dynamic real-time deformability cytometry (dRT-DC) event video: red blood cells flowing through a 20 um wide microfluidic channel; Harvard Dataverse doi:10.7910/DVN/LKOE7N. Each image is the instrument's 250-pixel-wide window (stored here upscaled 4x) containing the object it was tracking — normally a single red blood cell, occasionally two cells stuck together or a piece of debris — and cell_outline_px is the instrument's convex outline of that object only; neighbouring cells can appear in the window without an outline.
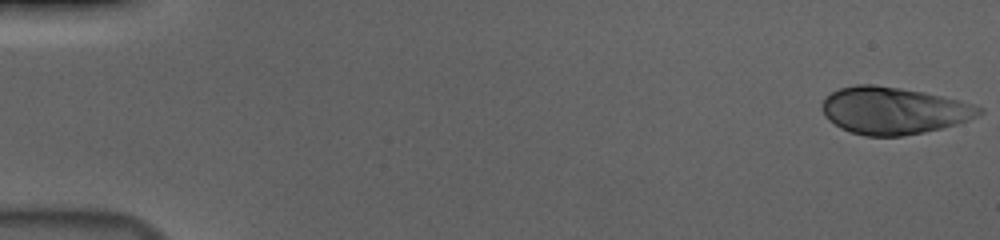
{"species": "human", "species_latin": "Homo sapiens", "temperature_condition": "cold", "stored_images_in_passage": 56, "camera_frame_rate_fps": 3000, "um_per_image_px": 0.085, "donor": {"sex": "male"}, "frame": {"image": 1, "passage_image": 1, "time_ms": 0.0, "image_size_px": [1000, 240], "cell_outline_px": [[984, 112], [968, 120], [956, 124], [924, 132], [900, 136], [864, 136], [840, 128], [828, 120], [824, 112], [824, 96], [840, 88], [856, 84], [872, 84], [900, 88], [924, 92], [972, 104], [984, 108]], "centroid_in_image_um": [75.94, 9.4], "position_along_channel_um": 9.1, "area_um2": 42.71}}
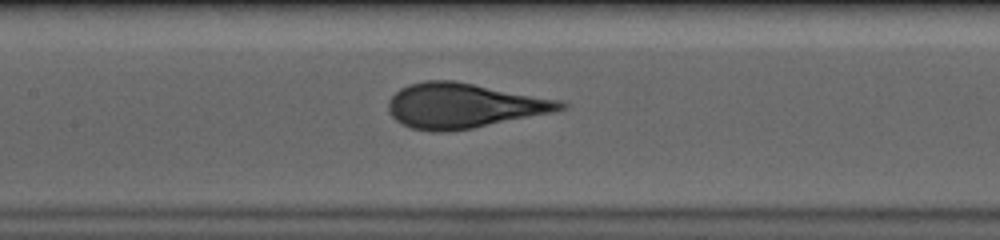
{"frame": {"image": 2, "passage_image": 27, "time_ms": 8.667, "image_size_px": [1000, 240], "cell_outline_px": [[568, 108], [552, 112], [472, 128], [448, 132], [432, 132], [412, 128], [400, 124], [388, 112], [388, 100], [400, 88], [408, 84], [424, 80], [452, 80], [560, 100], [568, 104]], "centroid_in_image_um": [39.36, 8.98], "position_along_channel_um": 168.0, "area_um2": 44.91}}
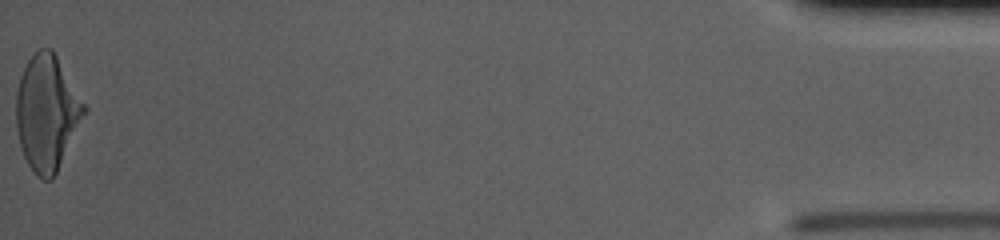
{"frame": {"image": 3, "passage_image": 56, "time_ms": 18.333, "image_size_px": [1000, 240], "cell_outline_px": [[88, 112], [52, 180], [44, 180], [36, 176], [28, 164], [20, 148], [16, 128], [16, 92], [20, 76], [28, 60], [40, 48], [52, 48], [88, 108]], "centroid_in_image_um": [4.0, 9.6], "position_along_channel_um": 431.2, "area_um2": 46.01}}